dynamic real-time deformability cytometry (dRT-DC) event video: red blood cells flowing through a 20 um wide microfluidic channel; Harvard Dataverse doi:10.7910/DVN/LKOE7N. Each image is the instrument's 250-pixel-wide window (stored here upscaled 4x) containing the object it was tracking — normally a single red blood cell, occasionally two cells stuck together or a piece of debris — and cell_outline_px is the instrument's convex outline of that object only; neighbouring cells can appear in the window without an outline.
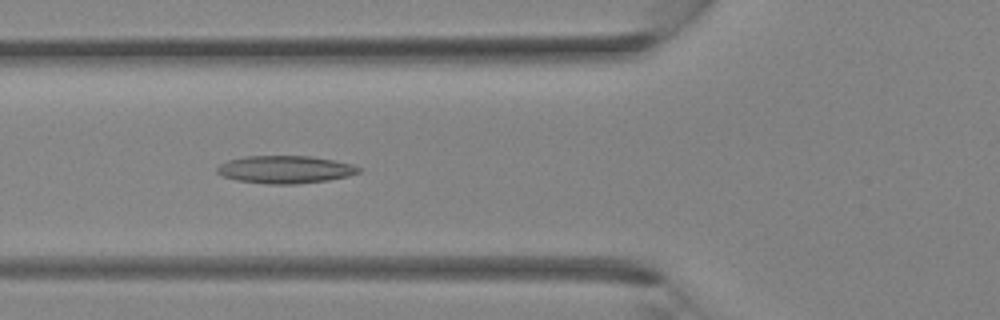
{"species": "Egyptian fruit bat (a non-hibernating species)", "species_latin": "Rousettus aegyptiacus", "temperature_condition": "room temperature", "stored_images_in_passage": 35, "camera_frame_rate_fps": 3000, "um_per_image_px": 0.085, "animal": {"sex": "female"}, "frame": {"image": 1, "passage_image": 13, "time_ms": 4.0, "image_size_px": [1000, 320], "cell_outline_px": [[364, 168], [360, 172], [348, 176], [328, 180], [296, 184], [268, 184], [236, 180], [224, 176], [216, 172], [216, 168], [220, 164], [228, 160], [244, 156], [312, 156], [352, 164]], "centroid_in_image_um": [24.25, 14.4], "position_along_channel_um": 101.5, "area_um2": 22.89}}
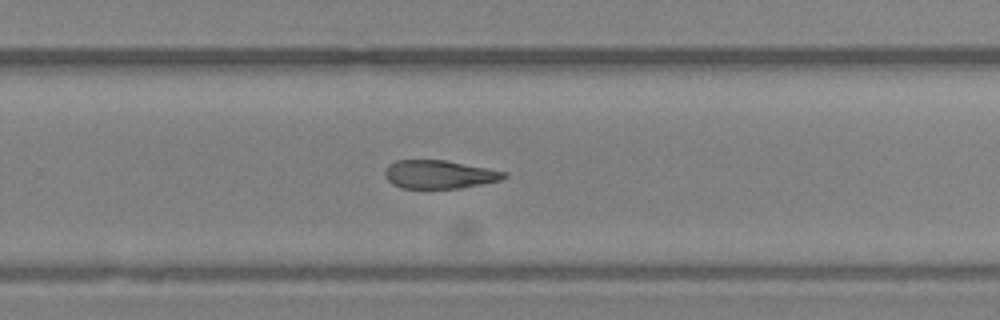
{"frame": {"image": 2, "passage_image": 23, "time_ms": 7.333, "image_size_px": [1000, 320], "cell_outline_px": [[508, 176], [500, 180], [460, 188], [400, 188], [392, 184], [384, 176], [384, 168], [388, 164], [396, 160], [444, 160], [508, 172]], "centroid_in_image_um": [37.29, 14.82], "position_along_channel_um": 292.5, "area_um2": 19.71}}
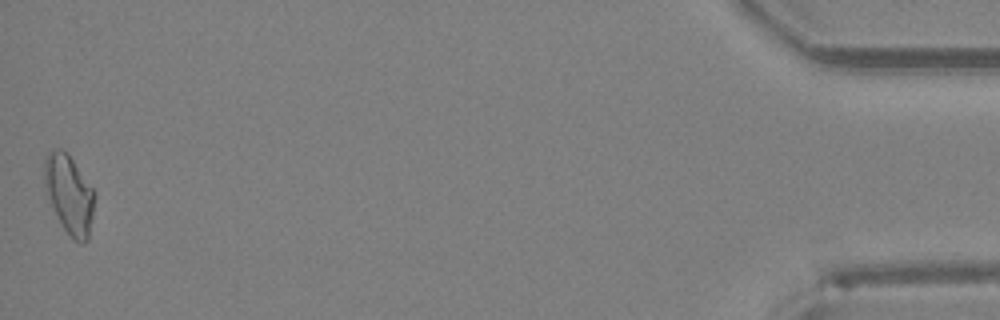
{"frame": {"image": 3, "passage_image": 35, "time_ms": 11.333, "image_size_px": [1000, 320], "cell_outline_px": [[96, 196], [88, 240], [84, 244], [80, 244], [72, 240], [64, 228], [52, 204], [44, 184], [44, 156], [52, 148], [60, 148], [68, 152], [96, 192]], "centroid_in_image_um": [5.91, 16.48], "position_along_channel_um": 429.3, "area_um2": 23.29}}